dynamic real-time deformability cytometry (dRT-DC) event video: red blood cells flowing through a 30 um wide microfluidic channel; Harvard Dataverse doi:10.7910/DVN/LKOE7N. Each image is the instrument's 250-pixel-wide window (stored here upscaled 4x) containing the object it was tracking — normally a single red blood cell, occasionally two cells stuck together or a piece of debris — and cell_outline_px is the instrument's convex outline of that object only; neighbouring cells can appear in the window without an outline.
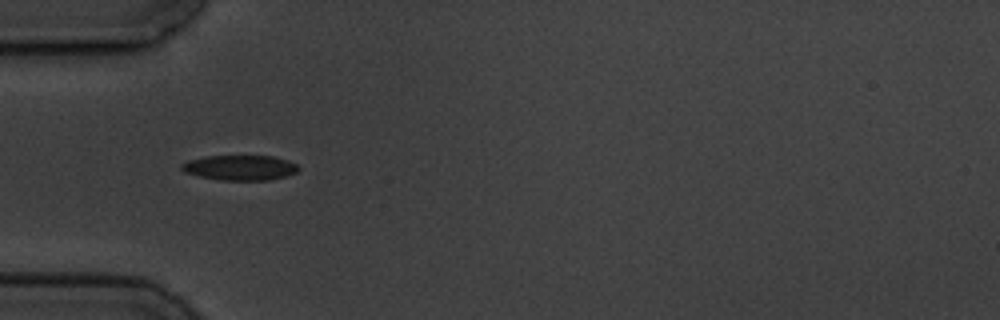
{"species": "common noctule bat (a hibernating species)", "species_latin": "Nyctalus noctula", "temperature_condition": "cold", "stored_images_in_passage": 6, "camera_frame_rate_fps": 3000, "um_per_image_px": 0.085, "animal": {"sex": "male", "body_mass_g": 19.5, "forearm_length_mm": 54.6}, "frame": {"image": 1, "passage_image": 5, "time_ms": 4.667, "image_size_px": [1000, 320], "cell_outline_px": [[300, 168], [296, 172], [284, 176], [268, 180], [220, 180], [200, 176], [184, 172], [180, 168], [180, 164], [188, 160], [204, 156], [272, 156], [288, 160], [296, 164]], "centroid_in_image_um": [20.37, 14.24], "position_along_channel_um": 64.6, "area_um2": 17.05}}
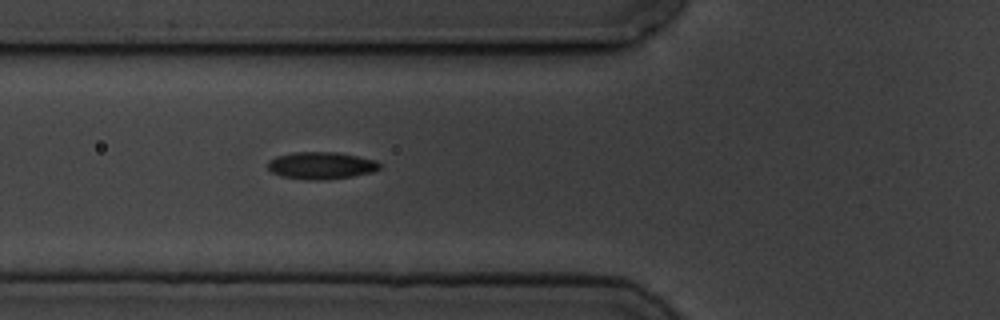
{"frame": {"image": 2, "passage_image": 6, "time_ms": 5.667, "image_size_px": [1000, 320], "cell_outline_px": [[380, 168], [372, 172], [352, 176], [320, 180], [308, 180], [280, 176], [272, 172], [268, 168], [268, 160], [276, 156], [292, 152], [336, 152], [376, 160], [380, 164]], "centroid_in_image_um": [27.26, 14.06], "position_along_channel_um": 98.5, "area_um2": 17.69}}